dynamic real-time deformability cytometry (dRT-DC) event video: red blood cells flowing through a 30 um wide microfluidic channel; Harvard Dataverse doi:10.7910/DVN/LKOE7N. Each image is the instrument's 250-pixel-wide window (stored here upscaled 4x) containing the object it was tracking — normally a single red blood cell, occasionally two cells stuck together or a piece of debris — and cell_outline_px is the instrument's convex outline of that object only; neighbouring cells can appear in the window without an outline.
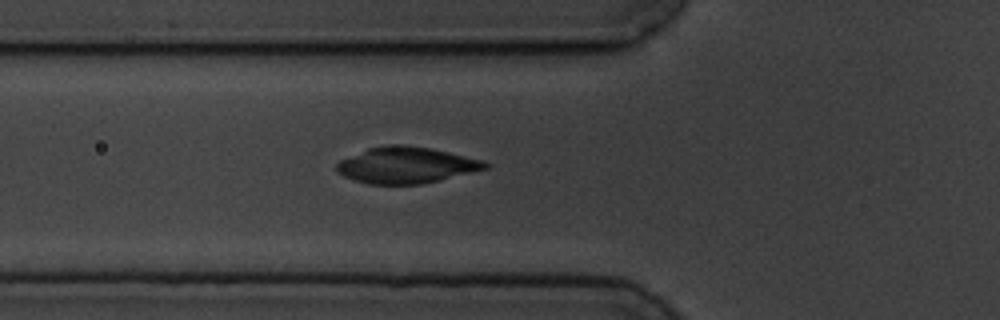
{"species": "common noctule bat (a hibernating species)", "species_latin": "Nyctalus noctula", "temperature_condition": "cold", "stored_images_in_passage": 4, "camera_frame_rate_fps": 3000, "um_per_image_px": 0.085, "animal": {"sex": "male", "body_mass_g": 19.5, "forearm_length_mm": 54.6}, "frame": {"image": 1, "passage_image": 4, "time_ms": 3.333, "image_size_px": [1000, 320], "cell_outline_px": [[492, 164], [488, 168], [440, 180], [420, 184], [368, 184], [344, 176], [336, 172], [336, 164], [340, 160], [368, 148], [388, 144], [404, 144], [428, 148], [484, 160]], "centroid_in_image_um": [34.53, 14.03], "position_along_channel_um": 91.3, "area_um2": 31.27}}